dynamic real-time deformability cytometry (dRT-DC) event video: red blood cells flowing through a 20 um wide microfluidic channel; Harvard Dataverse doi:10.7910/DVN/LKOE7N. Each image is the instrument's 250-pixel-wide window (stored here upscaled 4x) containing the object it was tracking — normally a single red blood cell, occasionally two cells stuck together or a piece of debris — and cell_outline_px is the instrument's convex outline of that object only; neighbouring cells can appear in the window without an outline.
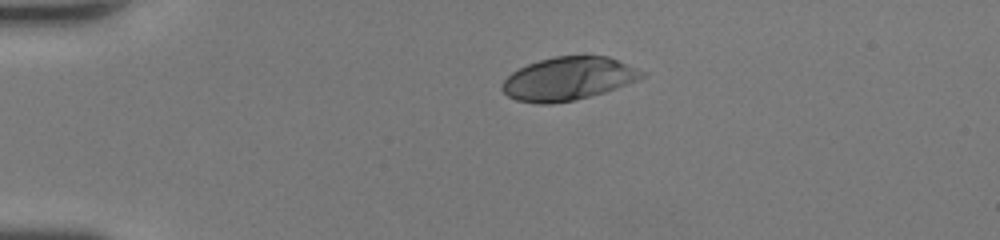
{"species": "human", "species_latin": "Homo sapiens", "temperature_condition": "room temperature", "stored_images_in_passage": 38, "camera_frame_rate_fps": 3000, "um_per_image_px": 0.085, "donor": {"sex": "female"}, "frame": {"image": 1, "passage_image": 1, "time_ms": 0.0, "image_size_px": [1000, 240], "cell_outline_px": [[648, 76], [616, 88], [604, 92], [576, 100], [552, 104], [536, 104], [516, 100], [508, 96], [500, 88], [504, 80], [512, 72], [528, 64], [540, 60], [556, 56], [584, 52], [608, 56], [636, 68], [644, 72]], "centroid_in_image_um": [48.32, 6.66], "position_along_channel_um": 36.7, "area_um2": 35.84}}
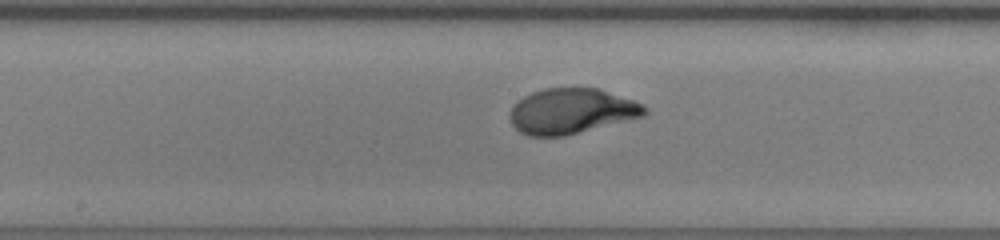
{"frame": {"image": 2, "passage_image": 16, "time_ms": 5.0, "image_size_px": [1000, 240], "cell_outline_px": [[648, 112], [644, 116], [564, 136], [528, 136], [520, 132], [512, 124], [508, 116], [512, 108], [524, 96], [532, 92], [544, 88], [600, 88], [644, 104], [648, 108]], "centroid_in_image_um": [48.6, 9.44], "position_along_channel_um": 199.6, "area_um2": 35.6}}
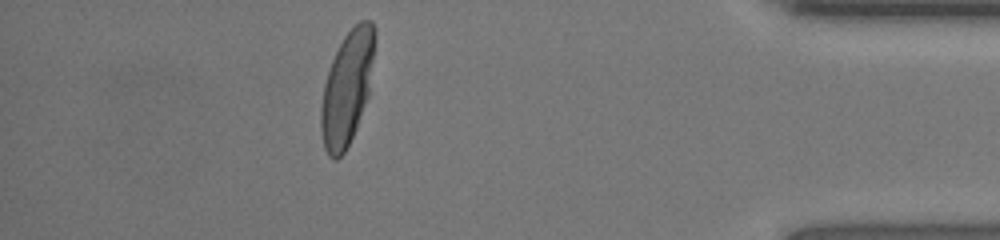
{"frame": {"image": 3, "passage_image": 33, "time_ms": 10.667, "image_size_px": [1000, 240], "cell_outline_px": [[376, 36], [368, 96], [356, 128], [344, 152], [336, 160], [332, 160], [328, 156], [324, 148], [320, 128], [320, 108], [324, 84], [332, 60], [344, 36], [360, 20], [372, 20], [376, 32]], "centroid_in_image_um": [29.49, 7.48], "position_along_channel_um": 405.7, "area_um2": 35.43}, "authors_computed_cell_mechanics": {"area_um2": 35.3736, "velocity_mm_per_s": 4.3543, "shape_relaxation_time_tau1_ms": 3.0925, "shape_relaxation_time_tau2_ms": null, "deformation_change_tau1": 0.2163, "deformation_change_tau2": null}}